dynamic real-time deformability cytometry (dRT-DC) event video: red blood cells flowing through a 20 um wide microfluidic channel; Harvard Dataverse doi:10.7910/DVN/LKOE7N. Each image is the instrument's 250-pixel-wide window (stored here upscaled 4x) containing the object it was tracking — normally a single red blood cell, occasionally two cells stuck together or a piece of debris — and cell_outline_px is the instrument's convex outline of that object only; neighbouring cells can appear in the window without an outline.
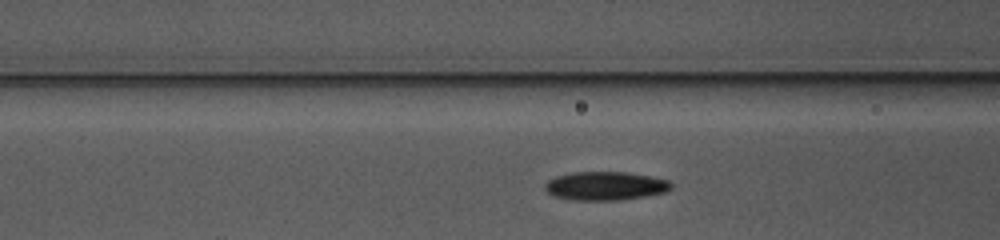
{"species": "common noctule bat (a hibernating species)", "species_latin": "Nyctalus noctula", "temperature_condition": "warm", "stored_images_in_passage": 25, "camera_frame_rate_fps": 3000, "um_per_image_px": 0.085, "animal": {"sex": "female", "body_mass_g": 10.0, "forearm_length_mm": 53.1}, "frame": {"image": 1, "passage_image": 5, "time_ms": 1.333, "image_size_px": [1000, 240], "cell_outline_px": [[672, 188], [664, 192], [644, 196], [616, 200], [572, 200], [552, 196], [544, 188], [544, 184], [548, 180], [556, 176], [572, 172], [628, 172], [652, 176], [668, 180], [672, 184]], "centroid_in_image_um": [51.43, 15.79], "position_along_channel_um": 115.2, "area_um2": 21.1}}
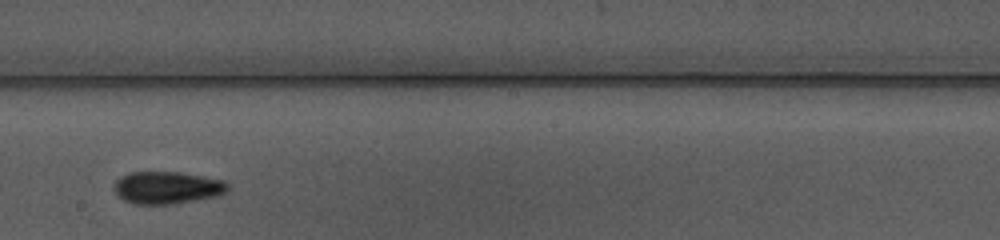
{"frame": {"image": 2, "passage_image": 14, "time_ms": 4.333, "image_size_px": [1000, 240], "cell_outline_px": [[228, 192], [216, 196], [196, 200], [172, 204], [132, 204], [116, 196], [112, 188], [116, 180], [120, 176], [128, 172], [176, 172], [224, 180], [228, 184]], "centroid_in_image_um": [14.15, 15.96], "position_along_channel_um": 234.1, "area_um2": 21.62}}
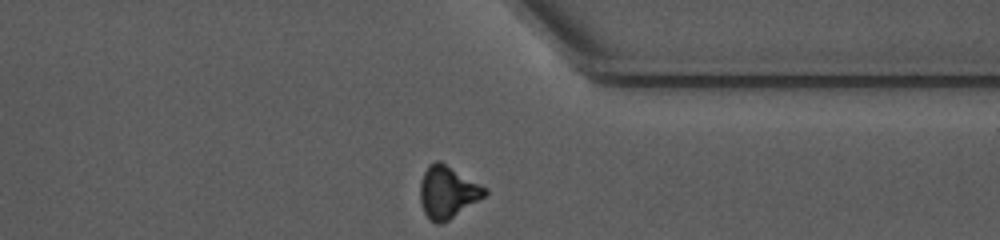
{"frame": {"image": 3, "passage_image": 25, "time_ms": 8.0, "image_size_px": [1000, 240], "cell_outline_px": [[488, 192], [484, 196], [448, 220], [440, 224], [436, 224], [424, 212], [420, 200], [420, 184], [424, 172], [428, 164], [436, 160], [440, 160], [488, 188]], "centroid_in_image_um": [38.04, 16.29], "position_along_channel_um": 373.4, "area_um2": 19.54}, "authors_computed_cell_mechanics": {"area_um2": 20.808, "velocity_mm_per_s": 3.9558, "shape_relaxation_time_tau1_ms": 7.9079, "shape_relaxation_time_tau2_ms": 9.237, "deformation_change_tau1": 0.183, "deformation_change_tau2": 0.1866}}